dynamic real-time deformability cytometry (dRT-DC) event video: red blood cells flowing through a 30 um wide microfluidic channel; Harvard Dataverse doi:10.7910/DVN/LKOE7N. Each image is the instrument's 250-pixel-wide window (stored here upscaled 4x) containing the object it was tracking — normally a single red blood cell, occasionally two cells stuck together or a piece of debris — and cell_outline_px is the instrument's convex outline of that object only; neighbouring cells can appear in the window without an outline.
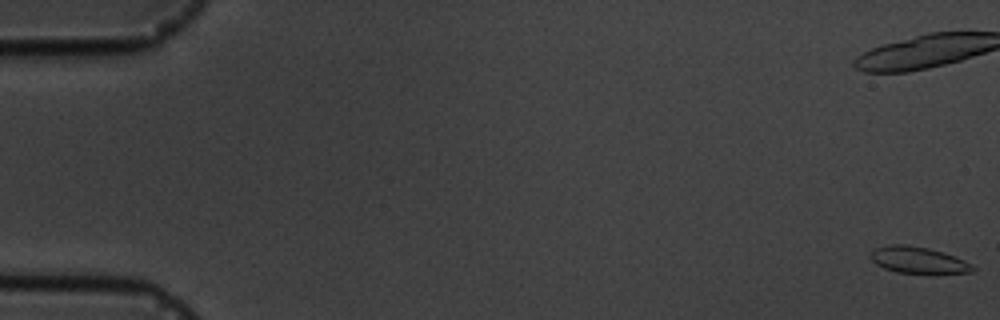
{"species": "common noctule bat (a hibernating species)", "species_latin": "Nyctalus noctula", "temperature_condition": "cold", "stored_images_in_passage": 8, "camera_frame_rate_fps": 3000, "um_per_image_px": 0.085, "animal": {"sex": "male", "body_mass_g": 19.5, "forearm_length_mm": 54.6}, "frame": {"image": 1, "passage_image": 1, "time_ms": 0.0, "image_size_px": [1000, 320], "cell_outline_px": [[976, 268], [972, 272], [896, 272], [884, 268], [876, 264], [868, 256], [876, 248], [892, 244], [904, 244], [928, 248], [944, 252], [956, 256], [972, 264]], "centroid_in_image_um": [78.04, 22.08], "position_along_channel_um": 7.0, "area_um2": 15.49}}
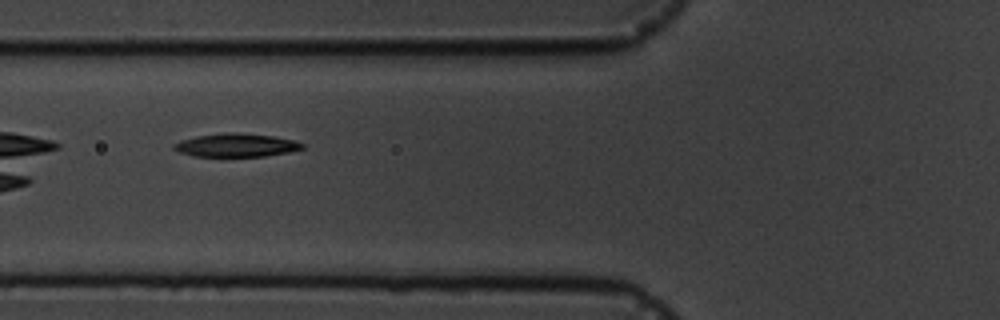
{"frame": {"image": 2, "passage_image": 7, "time_ms": 7.667, "image_size_px": [1000, 320], "cell_outline_px": [[304, 148], [288, 152], [264, 156], [192, 156], [180, 152], [172, 148], [172, 144], [180, 140], [196, 136], [228, 132], [236, 132], [272, 136], [292, 140], [304, 144]], "centroid_in_image_um": [20.03, 12.34], "position_along_channel_um": 105.8, "area_um2": 17.34}}
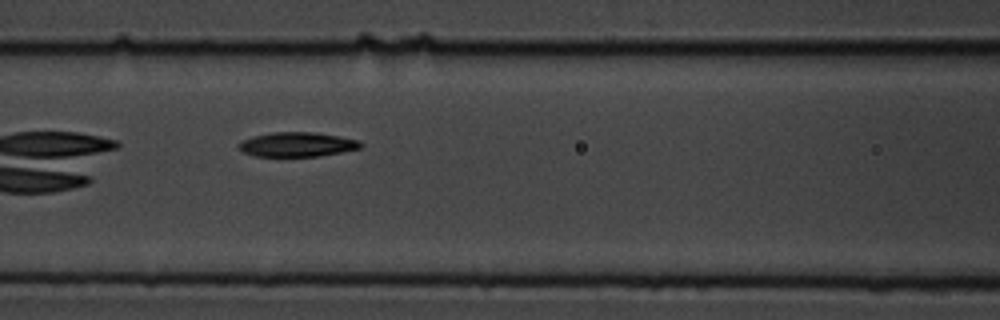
{"frame": {"image": 3, "passage_image": 8, "time_ms": 8.667, "image_size_px": [1000, 320], "cell_outline_px": [[364, 144], [360, 148], [320, 156], [256, 156], [244, 152], [236, 144], [252, 136], [272, 132], [312, 132], [360, 140]], "centroid_in_image_um": [25.26, 12.27], "position_along_channel_um": 141.3, "area_um2": 17.22}}